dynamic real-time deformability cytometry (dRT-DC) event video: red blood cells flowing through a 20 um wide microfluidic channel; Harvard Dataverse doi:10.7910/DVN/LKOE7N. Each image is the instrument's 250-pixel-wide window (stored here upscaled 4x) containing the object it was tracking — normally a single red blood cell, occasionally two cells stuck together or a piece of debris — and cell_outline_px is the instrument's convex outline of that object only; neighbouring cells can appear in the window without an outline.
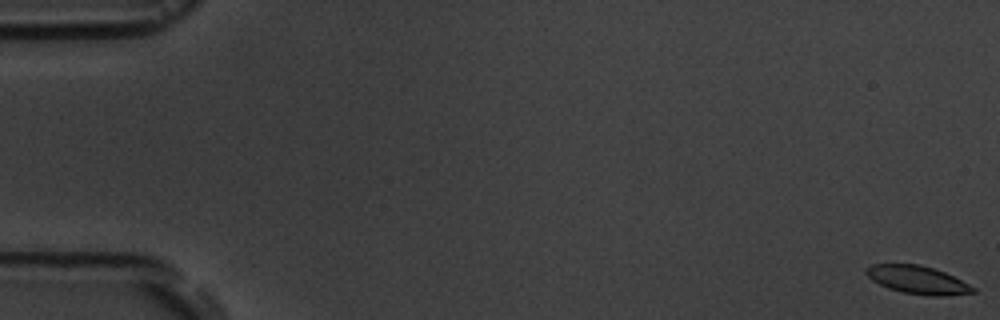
{"species": "common noctule bat (a hibernating species)", "species_latin": "Nyctalus noctula", "temperature_condition": "room temperature", "stored_images_in_passage": 6, "camera_frame_rate_fps": 3000, "um_per_image_px": 0.085, "animal": {"sex": "male", "body_mass_g": 19.5, "forearm_length_mm": 54.6}, "frame": {"image": 1, "passage_image": 1, "time_ms": 0.0, "image_size_px": [1000, 320], "cell_outline_px": [[976, 292], [940, 296], [928, 296], [904, 292], [888, 288], [872, 280], [864, 272], [864, 268], [872, 264], [920, 264], [944, 272], [976, 288]], "centroid_in_image_um": [77.96, 23.78], "position_along_channel_um": 7.0, "area_um2": 17.28}}
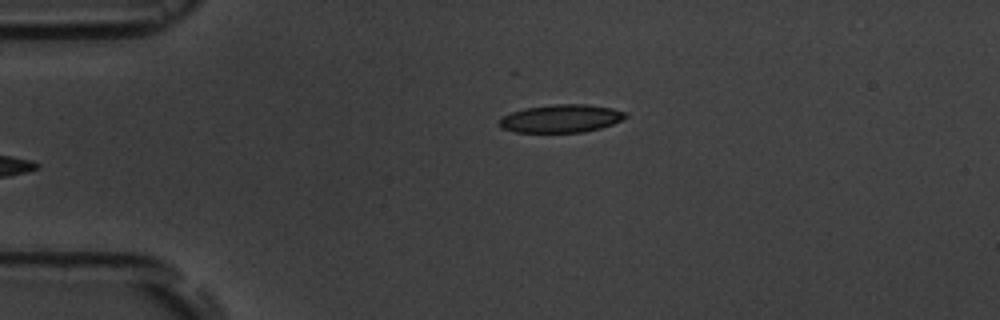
{"frame": {"image": 2, "passage_image": 6, "time_ms": 6.667, "image_size_px": [1000, 320], "cell_outline_px": [[628, 116], [612, 124], [600, 128], [584, 132], [516, 132], [500, 128], [496, 124], [504, 116], [512, 112], [528, 108], [556, 104], [584, 104], [612, 108], [628, 112]], "centroid_in_image_um": [47.7, 10.08], "position_along_channel_um": 37.3, "area_um2": 20.46}}